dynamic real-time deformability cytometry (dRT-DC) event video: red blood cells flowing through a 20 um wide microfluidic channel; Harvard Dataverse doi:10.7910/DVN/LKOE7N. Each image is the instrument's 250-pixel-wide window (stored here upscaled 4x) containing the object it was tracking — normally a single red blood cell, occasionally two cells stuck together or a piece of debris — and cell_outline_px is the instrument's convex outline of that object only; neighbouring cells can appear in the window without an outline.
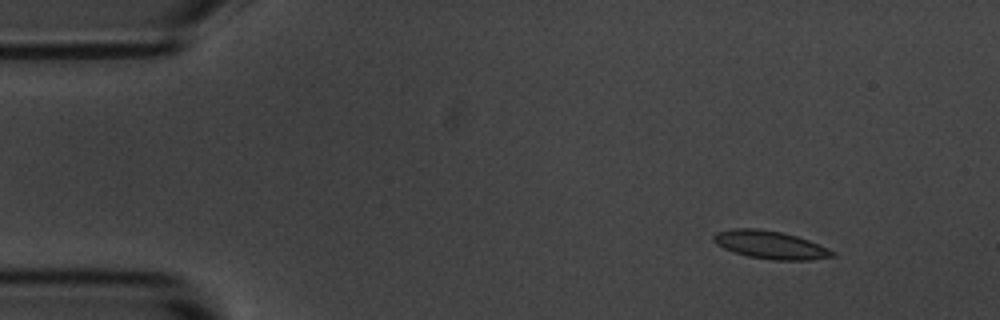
{"species": "common noctule bat (a hibernating species)", "species_latin": "Nyctalus noctula", "temperature_condition": "room temperature", "stored_images_in_passage": 5, "camera_frame_rate_fps": 3000, "um_per_image_px": 0.085, "animal": {"sex": "male", "body_mass_g": 20.1, "forearm_length_mm": 53.5}, "frame": {"image": 1, "passage_image": 1, "time_ms": 0.0, "image_size_px": [1000, 320], "cell_outline_px": [[836, 256], [812, 260], [772, 260], [748, 256], [724, 248], [716, 244], [712, 240], [712, 236], [716, 232], [732, 228], [756, 228], [780, 232], [796, 236], [808, 240], [836, 252]], "centroid_in_image_um": [65.46, 20.81], "position_along_channel_um": 19.5, "area_um2": 19.31}}
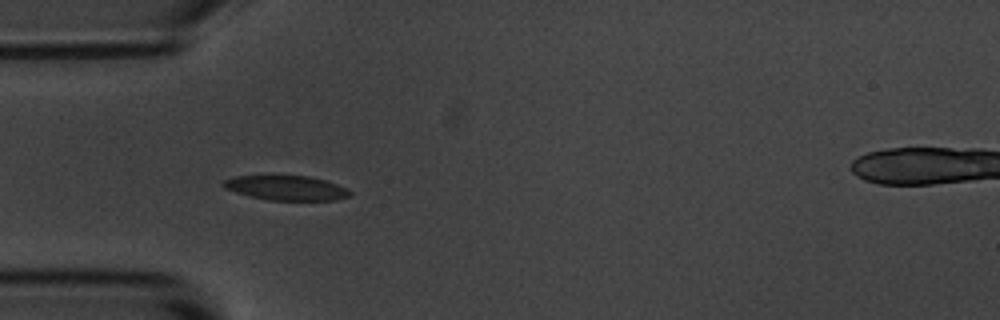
{"frame": {"image": 2, "passage_image": 4, "time_ms": 3.333, "image_size_px": [1000, 320], "cell_outline_px": [[352, 192], [348, 196], [336, 200], [268, 200], [248, 196], [224, 188], [220, 184], [224, 180], [236, 176], [308, 176], [324, 180], [348, 188]], "centroid_in_image_um": [24.32, 15.98], "position_along_channel_um": 60.7, "area_um2": 18.09}}